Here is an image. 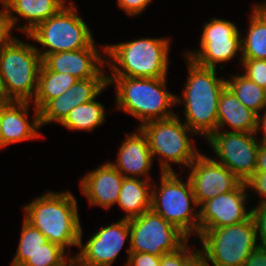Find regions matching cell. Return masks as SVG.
<instances>
[{"label": "cell", "instance_id": "cell-1", "mask_svg": "<svg viewBox=\"0 0 266 266\" xmlns=\"http://www.w3.org/2000/svg\"><path fill=\"white\" fill-rule=\"evenodd\" d=\"M188 75L182 90V98L176 96V104L184 105V123L195 135L206 137L217 131L219 97L226 87V79L217 78L215 68L197 65L186 57Z\"/></svg>", "mask_w": 266, "mask_h": 266}, {"label": "cell", "instance_id": "cell-2", "mask_svg": "<svg viewBox=\"0 0 266 266\" xmlns=\"http://www.w3.org/2000/svg\"><path fill=\"white\" fill-rule=\"evenodd\" d=\"M24 219L40 230L48 241L70 249L80 243V216L74 195L48 191L24 204Z\"/></svg>", "mask_w": 266, "mask_h": 266}, {"label": "cell", "instance_id": "cell-3", "mask_svg": "<svg viewBox=\"0 0 266 266\" xmlns=\"http://www.w3.org/2000/svg\"><path fill=\"white\" fill-rule=\"evenodd\" d=\"M169 44V37H140L124 43L106 44V64L111 71L108 77H167Z\"/></svg>", "mask_w": 266, "mask_h": 266}, {"label": "cell", "instance_id": "cell-4", "mask_svg": "<svg viewBox=\"0 0 266 266\" xmlns=\"http://www.w3.org/2000/svg\"><path fill=\"white\" fill-rule=\"evenodd\" d=\"M166 77L132 78L108 77V85L116 88V109L127 112L142 125L148 121L175 116L170 108L176 105V96L168 92Z\"/></svg>", "mask_w": 266, "mask_h": 266}, {"label": "cell", "instance_id": "cell-5", "mask_svg": "<svg viewBox=\"0 0 266 266\" xmlns=\"http://www.w3.org/2000/svg\"><path fill=\"white\" fill-rule=\"evenodd\" d=\"M160 174V184L153 183L151 209L188 238L192 234L199 236V205L189 179L180 180L175 171Z\"/></svg>", "mask_w": 266, "mask_h": 266}, {"label": "cell", "instance_id": "cell-6", "mask_svg": "<svg viewBox=\"0 0 266 266\" xmlns=\"http://www.w3.org/2000/svg\"><path fill=\"white\" fill-rule=\"evenodd\" d=\"M41 66L42 57L34 45L12 35L2 46L0 74L13 101H33Z\"/></svg>", "mask_w": 266, "mask_h": 266}, {"label": "cell", "instance_id": "cell-7", "mask_svg": "<svg viewBox=\"0 0 266 266\" xmlns=\"http://www.w3.org/2000/svg\"><path fill=\"white\" fill-rule=\"evenodd\" d=\"M68 3L27 34L29 39L43 47H36L42 59L48 54L89 47L95 41L89 26L78 15L74 3Z\"/></svg>", "mask_w": 266, "mask_h": 266}, {"label": "cell", "instance_id": "cell-8", "mask_svg": "<svg viewBox=\"0 0 266 266\" xmlns=\"http://www.w3.org/2000/svg\"><path fill=\"white\" fill-rule=\"evenodd\" d=\"M176 114L173 117L148 121L139 126L146 135L153 159L159 156L160 172H174L170 163L189 167L200 154L193 139L195 134Z\"/></svg>", "mask_w": 266, "mask_h": 266}, {"label": "cell", "instance_id": "cell-9", "mask_svg": "<svg viewBox=\"0 0 266 266\" xmlns=\"http://www.w3.org/2000/svg\"><path fill=\"white\" fill-rule=\"evenodd\" d=\"M198 237L200 250L213 266H243L259 246L252 217L234 225L206 229Z\"/></svg>", "mask_w": 266, "mask_h": 266}, {"label": "cell", "instance_id": "cell-10", "mask_svg": "<svg viewBox=\"0 0 266 266\" xmlns=\"http://www.w3.org/2000/svg\"><path fill=\"white\" fill-rule=\"evenodd\" d=\"M130 252L163 256L177 251L189 238L152 209L129 219Z\"/></svg>", "mask_w": 266, "mask_h": 266}, {"label": "cell", "instance_id": "cell-11", "mask_svg": "<svg viewBox=\"0 0 266 266\" xmlns=\"http://www.w3.org/2000/svg\"><path fill=\"white\" fill-rule=\"evenodd\" d=\"M200 35V49L185 51L183 55L194 63L206 68L217 69V63H227L242 51L241 32L229 20L212 18L203 23Z\"/></svg>", "mask_w": 266, "mask_h": 266}, {"label": "cell", "instance_id": "cell-12", "mask_svg": "<svg viewBox=\"0 0 266 266\" xmlns=\"http://www.w3.org/2000/svg\"><path fill=\"white\" fill-rule=\"evenodd\" d=\"M258 133L217 130L207 141L213 148L219 163L227 167L242 182L254 172L261 139Z\"/></svg>", "mask_w": 266, "mask_h": 266}, {"label": "cell", "instance_id": "cell-13", "mask_svg": "<svg viewBox=\"0 0 266 266\" xmlns=\"http://www.w3.org/2000/svg\"><path fill=\"white\" fill-rule=\"evenodd\" d=\"M82 227L80 229L79 253L73 256V266H112L118 258L121 249L129 239L127 257L130 255V226L129 220L119 219L118 222L100 227L82 244Z\"/></svg>", "mask_w": 266, "mask_h": 266}, {"label": "cell", "instance_id": "cell-14", "mask_svg": "<svg viewBox=\"0 0 266 266\" xmlns=\"http://www.w3.org/2000/svg\"><path fill=\"white\" fill-rule=\"evenodd\" d=\"M191 183L199 207L207 200L235 190L242 181L227 167L200 153L188 167Z\"/></svg>", "mask_w": 266, "mask_h": 266}, {"label": "cell", "instance_id": "cell-15", "mask_svg": "<svg viewBox=\"0 0 266 266\" xmlns=\"http://www.w3.org/2000/svg\"><path fill=\"white\" fill-rule=\"evenodd\" d=\"M242 182L235 190L205 201L199 207V234L206 229L240 223L251 217L246 207L248 189Z\"/></svg>", "mask_w": 266, "mask_h": 266}, {"label": "cell", "instance_id": "cell-16", "mask_svg": "<svg viewBox=\"0 0 266 266\" xmlns=\"http://www.w3.org/2000/svg\"><path fill=\"white\" fill-rule=\"evenodd\" d=\"M94 44L95 41L80 50L48 54L42 59V63L50 71L68 73L78 79L108 78L102 70L106 64V45H102L103 56Z\"/></svg>", "mask_w": 266, "mask_h": 266}, {"label": "cell", "instance_id": "cell-17", "mask_svg": "<svg viewBox=\"0 0 266 266\" xmlns=\"http://www.w3.org/2000/svg\"><path fill=\"white\" fill-rule=\"evenodd\" d=\"M107 87L108 78L78 79L63 94L48 101L39 110L41 127L52 122L60 124L74 107L94 100Z\"/></svg>", "mask_w": 266, "mask_h": 266}, {"label": "cell", "instance_id": "cell-18", "mask_svg": "<svg viewBox=\"0 0 266 266\" xmlns=\"http://www.w3.org/2000/svg\"><path fill=\"white\" fill-rule=\"evenodd\" d=\"M123 179L109 161L80 178V191L87 197L89 206L109 209L118 201Z\"/></svg>", "mask_w": 266, "mask_h": 266}, {"label": "cell", "instance_id": "cell-19", "mask_svg": "<svg viewBox=\"0 0 266 266\" xmlns=\"http://www.w3.org/2000/svg\"><path fill=\"white\" fill-rule=\"evenodd\" d=\"M31 102L13 101L0 107V123L3 139V149L10 144L37 139L41 127L39 111L35 106L32 122L28 120V109Z\"/></svg>", "mask_w": 266, "mask_h": 266}, {"label": "cell", "instance_id": "cell-20", "mask_svg": "<svg viewBox=\"0 0 266 266\" xmlns=\"http://www.w3.org/2000/svg\"><path fill=\"white\" fill-rule=\"evenodd\" d=\"M0 3L10 30L16 28L26 35L67 4L65 0H0ZM18 16L26 23L24 26L17 25Z\"/></svg>", "mask_w": 266, "mask_h": 266}, {"label": "cell", "instance_id": "cell-21", "mask_svg": "<svg viewBox=\"0 0 266 266\" xmlns=\"http://www.w3.org/2000/svg\"><path fill=\"white\" fill-rule=\"evenodd\" d=\"M137 131L126 134L122 141L116 162H110L124 177L149 179L153 157L149 149L146 135L140 128Z\"/></svg>", "mask_w": 266, "mask_h": 266}, {"label": "cell", "instance_id": "cell-22", "mask_svg": "<svg viewBox=\"0 0 266 266\" xmlns=\"http://www.w3.org/2000/svg\"><path fill=\"white\" fill-rule=\"evenodd\" d=\"M229 126L231 132L258 133V115L245 107L226 86L219 97L217 130Z\"/></svg>", "mask_w": 266, "mask_h": 266}, {"label": "cell", "instance_id": "cell-23", "mask_svg": "<svg viewBox=\"0 0 266 266\" xmlns=\"http://www.w3.org/2000/svg\"><path fill=\"white\" fill-rule=\"evenodd\" d=\"M144 178L124 177L117 205L132 219L151 209L152 183Z\"/></svg>", "mask_w": 266, "mask_h": 266}, {"label": "cell", "instance_id": "cell-24", "mask_svg": "<svg viewBox=\"0 0 266 266\" xmlns=\"http://www.w3.org/2000/svg\"><path fill=\"white\" fill-rule=\"evenodd\" d=\"M78 78L68 73L50 71L43 63L38 77L37 92L31 105L39 111L48 101L63 94Z\"/></svg>", "mask_w": 266, "mask_h": 266}, {"label": "cell", "instance_id": "cell-25", "mask_svg": "<svg viewBox=\"0 0 266 266\" xmlns=\"http://www.w3.org/2000/svg\"><path fill=\"white\" fill-rule=\"evenodd\" d=\"M105 112V106L95 98L74 107L60 124L71 131H93L105 122Z\"/></svg>", "mask_w": 266, "mask_h": 266}, {"label": "cell", "instance_id": "cell-26", "mask_svg": "<svg viewBox=\"0 0 266 266\" xmlns=\"http://www.w3.org/2000/svg\"><path fill=\"white\" fill-rule=\"evenodd\" d=\"M247 34L241 38V59L266 60V16L251 11Z\"/></svg>", "mask_w": 266, "mask_h": 266}, {"label": "cell", "instance_id": "cell-27", "mask_svg": "<svg viewBox=\"0 0 266 266\" xmlns=\"http://www.w3.org/2000/svg\"><path fill=\"white\" fill-rule=\"evenodd\" d=\"M226 86L237 99L257 115L266 107V89L249 80L246 76L234 75L226 80Z\"/></svg>", "mask_w": 266, "mask_h": 266}, {"label": "cell", "instance_id": "cell-28", "mask_svg": "<svg viewBox=\"0 0 266 266\" xmlns=\"http://www.w3.org/2000/svg\"><path fill=\"white\" fill-rule=\"evenodd\" d=\"M18 248L11 266H22L42 245L48 242L45 235L23 219Z\"/></svg>", "mask_w": 266, "mask_h": 266}, {"label": "cell", "instance_id": "cell-29", "mask_svg": "<svg viewBox=\"0 0 266 266\" xmlns=\"http://www.w3.org/2000/svg\"><path fill=\"white\" fill-rule=\"evenodd\" d=\"M65 254L64 248L48 241L22 266H73V257Z\"/></svg>", "mask_w": 266, "mask_h": 266}, {"label": "cell", "instance_id": "cell-30", "mask_svg": "<svg viewBox=\"0 0 266 266\" xmlns=\"http://www.w3.org/2000/svg\"><path fill=\"white\" fill-rule=\"evenodd\" d=\"M244 76L266 89V60L241 59Z\"/></svg>", "mask_w": 266, "mask_h": 266}, {"label": "cell", "instance_id": "cell-31", "mask_svg": "<svg viewBox=\"0 0 266 266\" xmlns=\"http://www.w3.org/2000/svg\"><path fill=\"white\" fill-rule=\"evenodd\" d=\"M251 210V217L254 221L257 241L259 240L260 242L258 245L266 248V204H258L257 206H253Z\"/></svg>", "mask_w": 266, "mask_h": 266}, {"label": "cell", "instance_id": "cell-32", "mask_svg": "<svg viewBox=\"0 0 266 266\" xmlns=\"http://www.w3.org/2000/svg\"><path fill=\"white\" fill-rule=\"evenodd\" d=\"M187 241L181 248L177 251L166 253L161 256L160 266H183L185 260L196 250L193 247H188Z\"/></svg>", "mask_w": 266, "mask_h": 266}, {"label": "cell", "instance_id": "cell-33", "mask_svg": "<svg viewBox=\"0 0 266 266\" xmlns=\"http://www.w3.org/2000/svg\"><path fill=\"white\" fill-rule=\"evenodd\" d=\"M245 185L262 198L258 204H266V172H254L245 181Z\"/></svg>", "mask_w": 266, "mask_h": 266}, {"label": "cell", "instance_id": "cell-34", "mask_svg": "<svg viewBox=\"0 0 266 266\" xmlns=\"http://www.w3.org/2000/svg\"><path fill=\"white\" fill-rule=\"evenodd\" d=\"M161 256L131 252L124 266H160Z\"/></svg>", "mask_w": 266, "mask_h": 266}, {"label": "cell", "instance_id": "cell-35", "mask_svg": "<svg viewBox=\"0 0 266 266\" xmlns=\"http://www.w3.org/2000/svg\"><path fill=\"white\" fill-rule=\"evenodd\" d=\"M152 0H117V6L127 15L133 17L143 13Z\"/></svg>", "mask_w": 266, "mask_h": 266}, {"label": "cell", "instance_id": "cell-36", "mask_svg": "<svg viewBox=\"0 0 266 266\" xmlns=\"http://www.w3.org/2000/svg\"><path fill=\"white\" fill-rule=\"evenodd\" d=\"M243 266H266V248L258 246Z\"/></svg>", "mask_w": 266, "mask_h": 266}, {"label": "cell", "instance_id": "cell-37", "mask_svg": "<svg viewBox=\"0 0 266 266\" xmlns=\"http://www.w3.org/2000/svg\"><path fill=\"white\" fill-rule=\"evenodd\" d=\"M184 262L183 266H210L206 255L198 248ZM212 266V265H211Z\"/></svg>", "mask_w": 266, "mask_h": 266}, {"label": "cell", "instance_id": "cell-38", "mask_svg": "<svg viewBox=\"0 0 266 266\" xmlns=\"http://www.w3.org/2000/svg\"><path fill=\"white\" fill-rule=\"evenodd\" d=\"M12 35L13 34L11 33L9 24L6 21L4 14L0 10V50Z\"/></svg>", "mask_w": 266, "mask_h": 266}, {"label": "cell", "instance_id": "cell-39", "mask_svg": "<svg viewBox=\"0 0 266 266\" xmlns=\"http://www.w3.org/2000/svg\"><path fill=\"white\" fill-rule=\"evenodd\" d=\"M255 172H266V147L262 143L257 155Z\"/></svg>", "mask_w": 266, "mask_h": 266}, {"label": "cell", "instance_id": "cell-40", "mask_svg": "<svg viewBox=\"0 0 266 266\" xmlns=\"http://www.w3.org/2000/svg\"><path fill=\"white\" fill-rule=\"evenodd\" d=\"M12 102L13 100L8 95L5 84H4V80L0 74V107L8 105Z\"/></svg>", "mask_w": 266, "mask_h": 266}, {"label": "cell", "instance_id": "cell-41", "mask_svg": "<svg viewBox=\"0 0 266 266\" xmlns=\"http://www.w3.org/2000/svg\"><path fill=\"white\" fill-rule=\"evenodd\" d=\"M263 110L264 113L258 115V133L262 130V134L266 131V107Z\"/></svg>", "mask_w": 266, "mask_h": 266}, {"label": "cell", "instance_id": "cell-42", "mask_svg": "<svg viewBox=\"0 0 266 266\" xmlns=\"http://www.w3.org/2000/svg\"><path fill=\"white\" fill-rule=\"evenodd\" d=\"M252 8L253 12L266 16V1H264L262 4L259 3L258 5L255 3L254 7Z\"/></svg>", "mask_w": 266, "mask_h": 266}, {"label": "cell", "instance_id": "cell-43", "mask_svg": "<svg viewBox=\"0 0 266 266\" xmlns=\"http://www.w3.org/2000/svg\"><path fill=\"white\" fill-rule=\"evenodd\" d=\"M263 136V137H262ZM261 136V143L266 147V131Z\"/></svg>", "mask_w": 266, "mask_h": 266}, {"label": "cell", "instance_id": "cell-44", "mask_svg": "<svg viewBox=\"0 0 266 266\" xmlns=\"http://www.w3.org/2000/svg\"><path fill=\"white\" fill-rule=\"evenodd\" d=\"M0 149H3V139H2L1 123H0Z\"/></svg>", "mask_w": 266, "mask_h": 266}]
</instances>
